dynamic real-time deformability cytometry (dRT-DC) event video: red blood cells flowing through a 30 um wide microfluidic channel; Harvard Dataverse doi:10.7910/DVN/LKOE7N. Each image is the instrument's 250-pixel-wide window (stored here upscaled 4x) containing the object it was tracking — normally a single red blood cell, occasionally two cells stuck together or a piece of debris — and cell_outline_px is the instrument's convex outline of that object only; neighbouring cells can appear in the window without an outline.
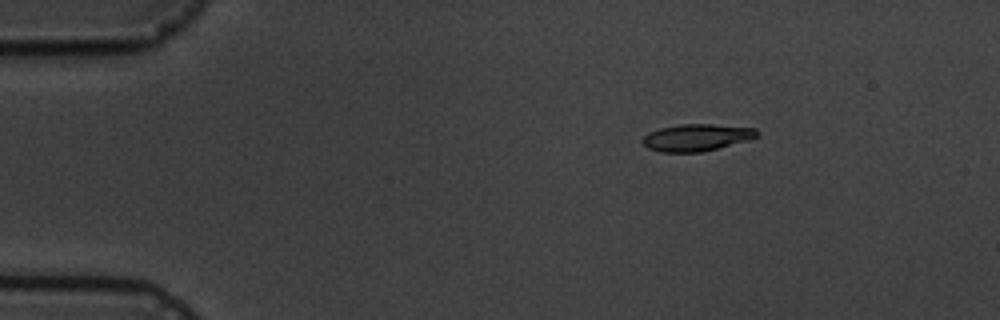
{"species": "common noctule bat (a hibernating species)", "species_latin": "Nyctalus noctula", "temperature_condition": "cold", "stored_images_in_passage": 3, "camera_frame_rate_fps": 3000, "um_per_image_px": 0.085, "animal": {"sex": "male", "body_mass_g": 19.5, "forearm_length_mm": 54.6}, "frame": {"image": 1, "passage_image": 1, "time_ms": 0.0, "image_size_px": [1000, 320], "cell_outline_px": [[760, 136], [748, 140], [700, 152], [660, 152], [648, 148], [644, 144], [644, 136], [648, 132], [660, 128], [680, 124], [712, 124], [756, 128], [760, 132]], "centroid_in_image_um": [59.24, 11.68], "position_along_channel_um": 25.8, "area_um2": 17.92}}